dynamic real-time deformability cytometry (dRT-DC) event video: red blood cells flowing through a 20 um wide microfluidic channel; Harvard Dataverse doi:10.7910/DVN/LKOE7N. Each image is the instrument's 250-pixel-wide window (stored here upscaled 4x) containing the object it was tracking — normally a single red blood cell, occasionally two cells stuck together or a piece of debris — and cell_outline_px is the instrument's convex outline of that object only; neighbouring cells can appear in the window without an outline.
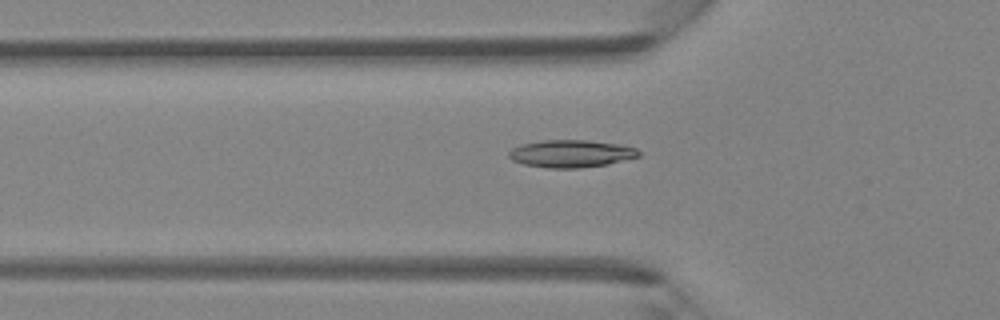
{"species": "Egyptian fruit bat (a non-hibernating species)", "species_latin": "Rousettus aegyptiacus", "temperature_condition": "room temperature", "stored_images_in_passage": 33, "camera_frame_rate_fps": 3000, "um_per_image_px": 0.085, "animal": {"sex": "female"}, "frame": {"image": 1, "passage_image": 3, "time_ms": 0.667, "image_size_px": [1000, 320], "cell_outline_px": [[640, 156], [608, 164], [580, 168], [548, 168], [524, 164], [512, 160], [508, 156], [508, 152], [512, 148], [520, 144], [544, 140], [588, 140], [620, 144], [636, 148], [640, 152]], "centroid_in_image_um": [48.53, 13.05], "position_along_channel_um": 77.3, "area_um2": 20.87}}
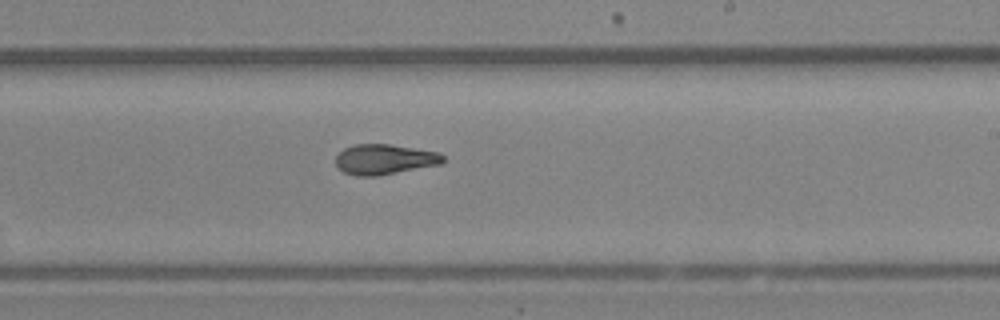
{"frame": {"image": 2, "passage_image": 15, "time_ms": 4.667, "image_size_px": [1000, 320], "cell_outline_px": [[444, 160], [440, 164], [376, 176], [356, 176], [344, 172], [336, 164], [336, 156], [344, 148], [356, 144], [388, 144], [440, 152], [444, 156]], "centroid_in_image_um": [32.68, 13.54], "position_along_channel_um": 256.3, "area_um2": 18.73}}
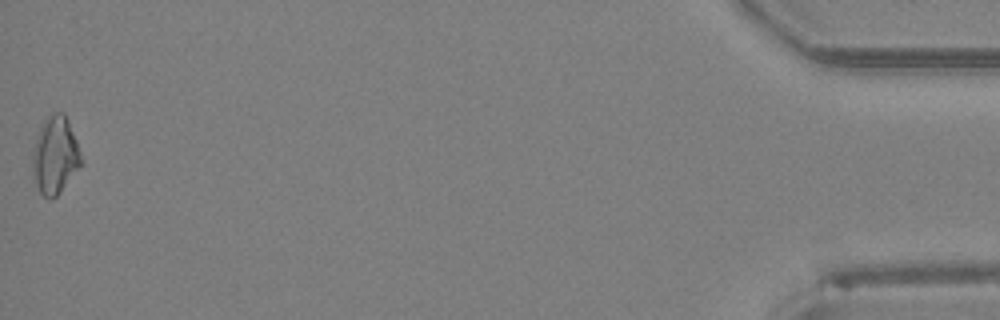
{"frame": {"image": 3, "passage_image": 33, "time_ms": 10.667, "image_size_px": [1000, 320], "cell_outline_px": [[84, 164], [60, 192], [52, 200], [48, 200], [40, 192], [36, 184], [32, 168], [32, 148], [40, 124], [52, 112], [64, 112], [68, 120], [84, 160]], "centroid_in_image_um": [4.69, 13.2], "position_along_channel_um": 430.5, "area_um2": 22.48}}